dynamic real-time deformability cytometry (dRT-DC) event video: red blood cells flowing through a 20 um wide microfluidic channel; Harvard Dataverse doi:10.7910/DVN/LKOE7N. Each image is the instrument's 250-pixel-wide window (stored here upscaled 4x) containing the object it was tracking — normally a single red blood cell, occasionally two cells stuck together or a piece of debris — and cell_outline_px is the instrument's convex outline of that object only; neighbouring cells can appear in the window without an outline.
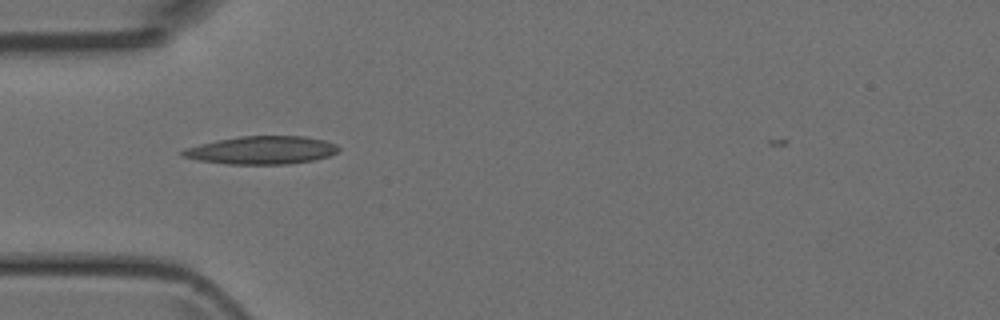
{"species": "Egyptian fruit bat (a non-hibernating species)", "species_latin": "Rousettus aegyptiacus", "temperature_condition": "room temperature", "stored_images_in_passage": 38, "camera_frame_rate_fps": 3000, "um_per_image_px": 0.085, "animal": {"sex": "female"}, "frame": {"image": 1, "passage_image": 7, "time_ms": 2.0, "image_size_px": [1000, 320], "cell_outline_px": [[340, 152], [328, 156], [312, 160], [288, 164], [228, 164], [196, 160], [180, 156], [180, 152], [184, 148], [216, 140], [240, 136], [304, 136], [324, 140], [336, 144], [340, 148]], "centroid_in_image_um": [22.22, 12.76], "position_along_channel_um": 62.8, "area_um2": 25.61}}
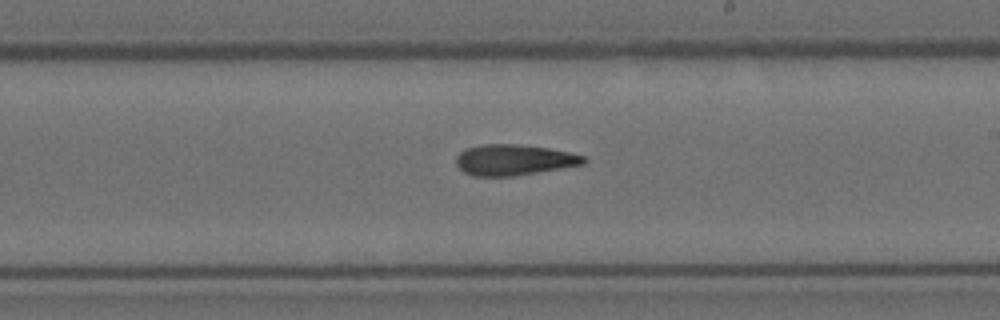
{"frame": {"image": 2, "passage_image": 20, "time_ms": 6.333, "image_size_px": [1000, 320], "cell_outline_px": [[588, 160], [584, 164], [516, 176], [472, 176], [464, 172], [456, 164], [456, 156], [464, 148], [484, 144], [516, 144], [548, 148], [568, 152], [584, 156]], "centroid_in_image_um": [43.66, 13.59], "position_along_channel_um": 245.3, "area_um2": 22.95}}
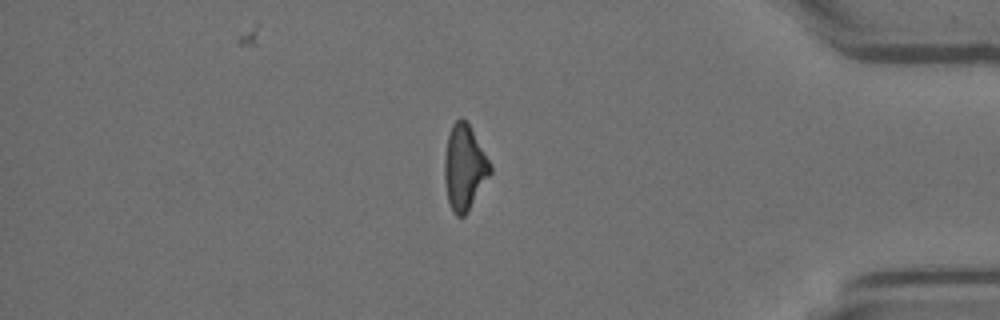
{"frame": {"image": 3, "passage_image": 33, "time_ms": 10.667, "image_size_px": [1000, 320], "cell_outline_px": [[492, 172], [468, 212], [464, 216], [456, 216], [452, 212], [448, 200], [444, 176], [444, 156], [448, 136], [452, 124], [460, 116], [468, 124], [492, 164]], "centroid_in_image_um": [39.48, 14.25], "position_along_channel_um": 395.7, "area_um2": 22.72}}